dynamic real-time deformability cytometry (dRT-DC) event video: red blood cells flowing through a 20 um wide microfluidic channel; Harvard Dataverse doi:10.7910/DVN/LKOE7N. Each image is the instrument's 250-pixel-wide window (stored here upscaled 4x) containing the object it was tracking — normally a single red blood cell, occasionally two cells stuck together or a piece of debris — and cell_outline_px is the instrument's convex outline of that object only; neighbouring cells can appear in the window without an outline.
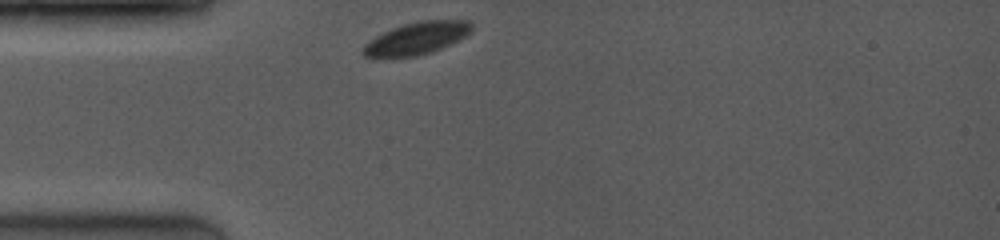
{"species": "common noctule bat (a hibernating species)", "species_latin": "Nyctalus noctula", "temperature_condition": "room temperature", "stored_images_in_passage": 7, "camera_frame_rate_fps": 4000, "um_per_image_px": 0.085, "animal": {"sex": "female", "body_mass_g": 19.0, "forearm_length_mm": 53.3}, "frame": {"image": 1, "passage_image": 1, "time_ms": 0.0, "image_size_px": [1000, 240], "cell_outline_px": [[472, 28], [464, 36], [432, 52], [416, 56], [364, 56], [364, 44], [376, 36], [392, 28], [404, 24], [424, 20], [468, 20], [472, 24]], "centroid_in_image_um": [35.43, 3.23], "position_along_channel_um": 49.6, "area_um2": 19.71}}
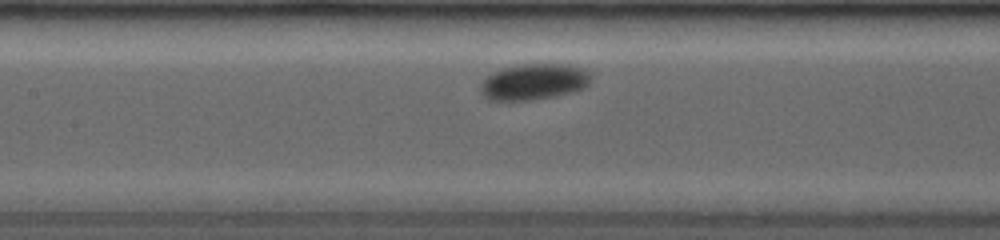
{"frame": {"image": 2, "passage_image": 5, "time_ms": 1.0, "image_size_px": [1000, 240], "cell_outline_px": [[588, 84], [580, 88], [568, 92], [552, 96], [532, 100], [488, 100], [484, 96], [484, 80], [488, 76], [504, 68], [524, 64], [552, 64], [576, 68], [588, 76]], "centroid_in_image_um": [45.3, 6.97], "position_along_channel_um": 162.1, "area_um2": 21.68}}